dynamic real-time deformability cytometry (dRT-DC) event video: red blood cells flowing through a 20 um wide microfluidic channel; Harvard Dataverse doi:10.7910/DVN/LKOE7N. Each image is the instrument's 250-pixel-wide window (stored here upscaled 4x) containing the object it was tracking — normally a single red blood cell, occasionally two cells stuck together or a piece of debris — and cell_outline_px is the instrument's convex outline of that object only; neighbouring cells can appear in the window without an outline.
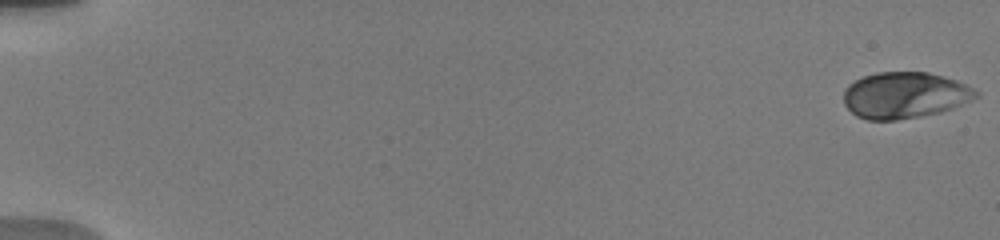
{"species": "human", "species_latin": "Homo sapiens", "temperature_condition": "warm", "stored_images_in_passage": 46, "camera_frame_rate_fps": 3000, "um_per_image_px": 0.085, "donor": {"sex": "male"}, "frame": {"image": 1, "passage_image": 1, "time_ms": 0.0, "image_size_px": [1000, 240], "cell_outline_px": [[980, 96], [972, 100], [952, 108], [940, 112], [920, 116], [896, 120], [868, 120], [856, 116], [844, 104], [844, 88], [848, 84], [864, 76], [876, 72], [928, 72], [956, 80], [980, 92]], "centroid_in_image_um": [76.9, 8.09], "position_along_channel_um": 8.1, "area_um2": 35.72}}
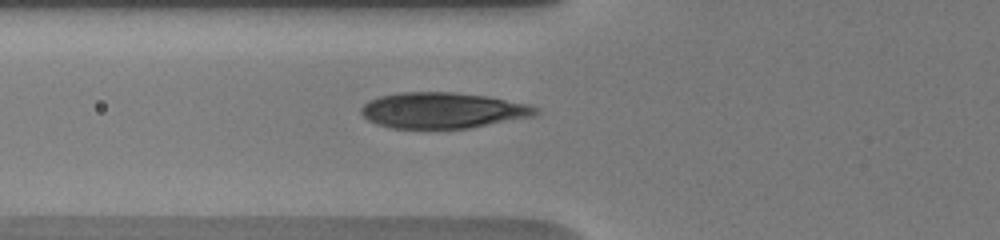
{"frame": {"image": 2, "passage_image": 24, "time_ms": 7.0, "image_size_px": [1000, 240], "cell_outline_px": [[540, 112], [536, 116], [468, 128], [392, 128], [376, 124], [368, 120], [360, 112], [360, 108], [368, 100], [380, 96], [400, 92], [456, 92], [488, 96], [528, 104], [540, 108]], "centroid_in_image_um": [37.65, 9.37], "position_along_channel_um": 88.1, "area_um2": 36.7}}
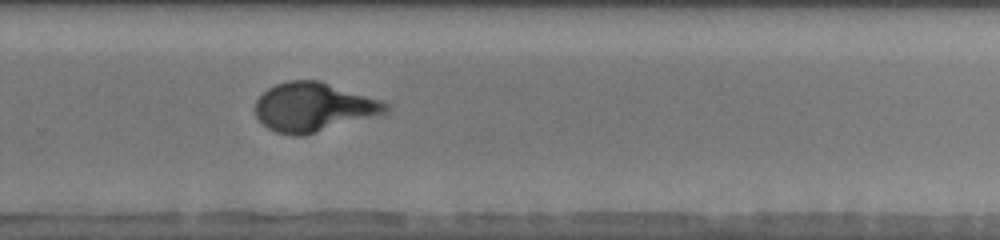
{"frame": {"image": 3, "passage_image": 41, "time_ms": 12.667, "image_size_px": [1000, 240], "cell_outline_px": [[392, 108], [388, 112], [304, 136], [292, 136], [276, 132], [268, 128], [256, 116], [256, 100], [268, 88], [276, 84], [288, 80], [320, 80], [392, 104]], "centroid_in_image_um": [26.67, 9.1], "position_along_channel_um": 303.1, "area_um2": 37.22}}